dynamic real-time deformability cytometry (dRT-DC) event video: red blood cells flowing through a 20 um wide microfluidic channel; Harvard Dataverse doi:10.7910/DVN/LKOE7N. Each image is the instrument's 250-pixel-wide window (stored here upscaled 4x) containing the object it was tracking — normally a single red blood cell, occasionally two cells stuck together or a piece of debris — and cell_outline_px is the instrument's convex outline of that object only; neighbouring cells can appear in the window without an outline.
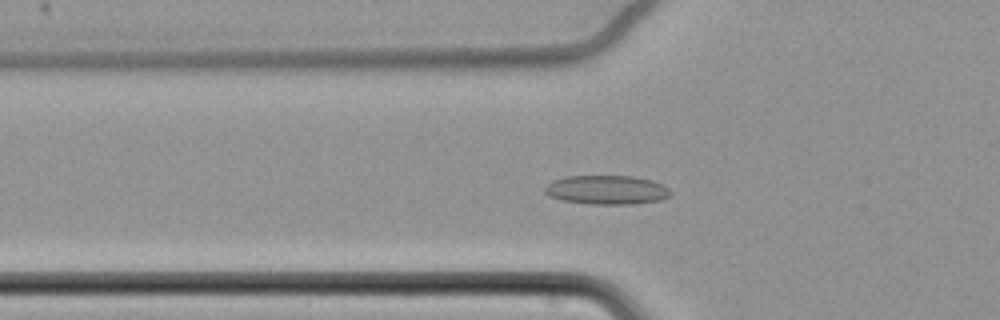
{"species": "common noctule bat (a hibernating species)", "species_latin": "Nyctalus noctula", "temperature_condition": "cold", "stored_images_in_passage": 42, "camera_frame_rate_fps": 3000, "um_per_image_px": 0.085, "animal": {"sex": "female", "body_mass_g": 22.7, "forearm_length_mm": 54.2}, "frame": {"image": 1, "passage_image": 3, "time_ms": 0.667, "image_size_px": [1000, 320], "cell_outline_px": [[672, 196], [660, 200], [632, 204], [592, 204], [564, 200], [548, 196], [544, 192], [544, 188], [552, 180], [564, 176], [632, 176], [652, 180], [664, 184], [672, 192]], "centroid_in_image_um": [51.6, 16.13], "position_along_channel_um": 74.2, "area_um2": 21.44}}
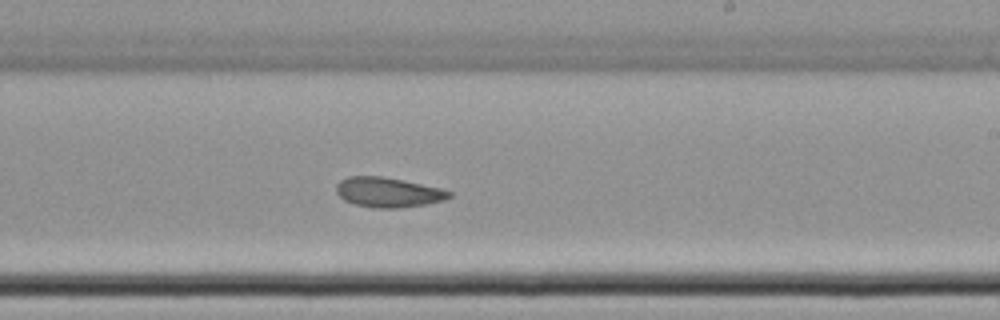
{"frame": {"image": 2, "passage_image": 19, "time_ms": 6.0, "image_size_px": [1000, 320], "cell_outline_px": [[452, 196], [444, 200], [424, 204], [400, 208], [372, 208], [352, 204], [344, 200], [336, 192], [336, 184], [340, 180], [348, 176], [380, 176], [404, 180], [440, 188], [452, 192]], "centroid_in_image_um": [32.96, 16.35], "position_along_channel_um": 256.0, "area_um2": 19.77}}
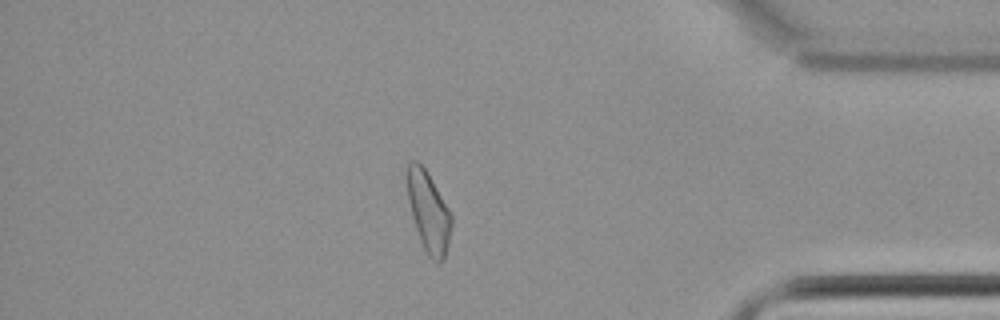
{"frame": {"image": 3, "passage_image": 34, "time_ms": 11.0, "image_size_px": [1000, 320], "cell_outline_px": [[452, 224], [448, 244], [444, 260], [436, 264], [428, 256], [420, 240], [412, 216], [408, 200], [404, 176], [408, 164], [412, 160], [416, 160], [424, 168], [448, 208], [452, 216]], "centroid_in_image_um": [36.39, 18.01], "position_along_channel_um": 398.8, "area_um2": 20.75}, "authors_computed_cell_mechanics": {"area_um2": 20.2589, "velocity_mm_per_s": 3.4443, "shape_relaxation_time_tau1_ms": null, "shape_relaxation_time_tau2_ms": 5.1891, "deformation_change_tau1": null, "deformation_change_tau2": 0.0929}}